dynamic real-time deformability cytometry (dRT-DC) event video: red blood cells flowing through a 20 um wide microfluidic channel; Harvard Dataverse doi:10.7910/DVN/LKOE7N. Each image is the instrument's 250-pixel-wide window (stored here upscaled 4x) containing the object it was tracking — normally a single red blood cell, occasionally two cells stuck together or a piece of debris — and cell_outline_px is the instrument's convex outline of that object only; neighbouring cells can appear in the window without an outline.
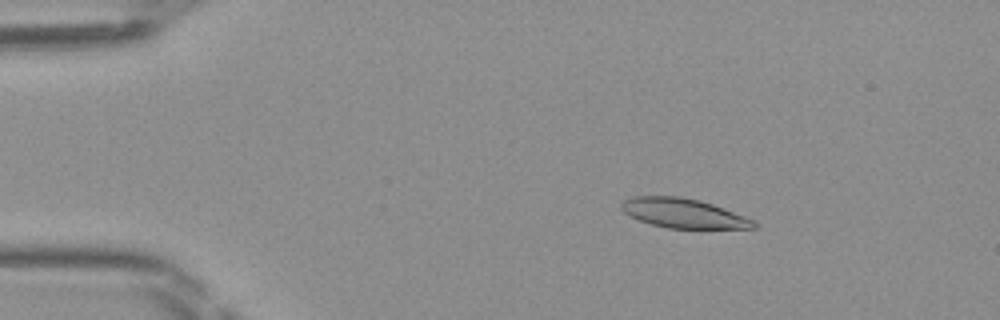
{"species": "Egyptian fruit bat (a non-hibernating species)", "species_latin": "Rousettus aegyptiacus", "temperature_condition": "room temperature", "stored_images_in_passage": 48, "camera_frame_rate_fps": 3000, "um_per_image_px": 0.085, "frame": {"image": 1, "passage_image": 8, "time_ms": 2.333, "image_size_px": [1000, 320], "cell_outline_px": [[756, 228], [668, 228], [652, 224], [640, 220], [624, 212], [620, 208], [620, 204], [624, 200], [632, 196], [680, 196], [700, 200], [712, 204], [756, 220]], "centroid_in_image_um": [58.09, 18.11], "position_along_channel_um": 26.9, "area_um2": 22.6}}
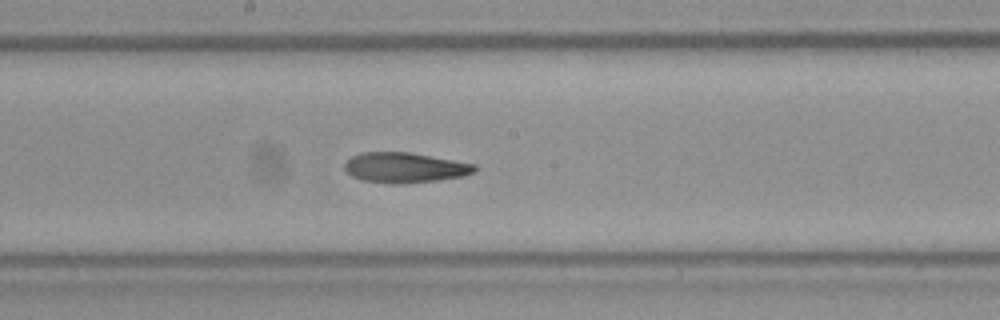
{"frame": {"image": 2, "passage_image": 26, "time_ms": 8.333, "image_size_px": [1000, 320], "cell_outline_px": [[476, 168], [472, 172], [460, 176], [436, 180], [404, 184], [392, 184], [364, 180], [352, 176], [344, 168], [344, 164], [352, 156], [360, 152], [408, 152], [476, 164]], "centroid_in_image_um": [34.36, 14.24], "position_along_channel_um": 213.8, "area_um2": 22.6}}
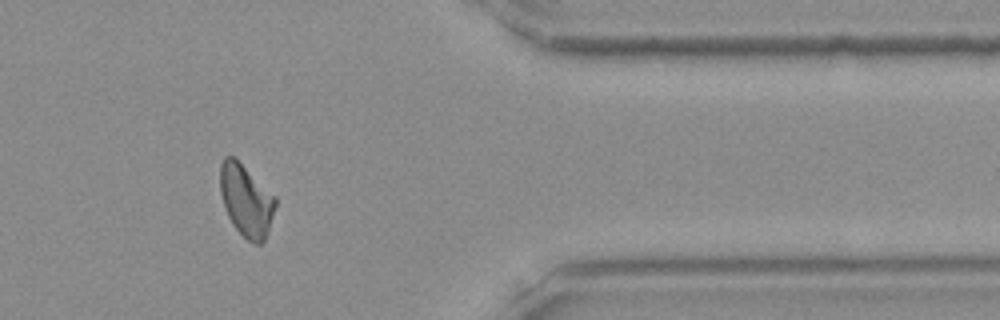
{"frame": {"image": 3, "passage_image": 40, "time_ms": 13.0, "image_size_px": [1000, 320], "cell_outline_px": [[276, 204], [268, 232], [264, 240], [260, 244], [256, 244], [248, 240], [232, 224], [224, 208], [220, 192], [220, 164], [224, 156], [236, 156], [276, 196]], "centroid_in_image_um": [20.92, 16.98], "position_along_channel_um": 390.5, "area_um2": 23.52}}